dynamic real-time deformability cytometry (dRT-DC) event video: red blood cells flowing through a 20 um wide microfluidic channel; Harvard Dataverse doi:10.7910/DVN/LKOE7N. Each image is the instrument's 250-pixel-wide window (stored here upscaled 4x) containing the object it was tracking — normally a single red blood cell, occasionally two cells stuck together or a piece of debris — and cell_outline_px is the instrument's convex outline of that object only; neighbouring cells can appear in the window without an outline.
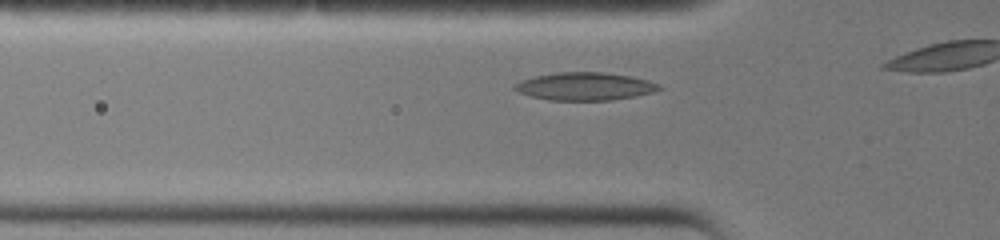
{"species": "common noctule bat (a hibernating species)", "species_latin": "Nyctalus noctula", "temperature_condition": "warm", "stored_images_in_passage": 8, "camera_frame_rate_fps": 3000, "um_per_image_px": 0.085, "animal": {"sex": "female", "body_mass_g": 19.0, "forearm_length_mm": 51.5}, "frame": {"image": 1, "passage_image": 4, "time_ms": 1.0, "image_size_px": [1000, 240], "cell_outline_px": [[664, 88], [652, 92], [636, 96], [612, 100], [548, 100], [532, 96], [520, 92], [512, 88], [512, 84], [520, 80], [536, 76], [556, 72], [600, 72], [632, 76], [648, 80], [660, 84]], "centroid_in_image_um": [49.72, 7.33], "position_along_channel_um": 76.1, "area_um2": 23.52}}
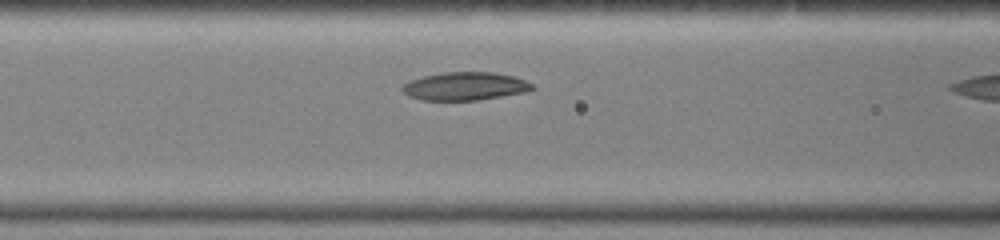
{"frame": {"image": 2, "passage_image": 7, "time_ms": 2.0, "image_size_px": [1000, 240], "cell_outline_px": [[536, 88], [524, 92], [476, 100], [420, 100], [408, 96], [400, 88], [404, 84], [412, 80], [424, 76], [444, 72], [492, 72], [512, 76], [524, 80], [532, 84]], "centroid_in_image_um": [39.5, 7.33], "position_along_channel_um": 127.1, "area_um2": 21.04}}